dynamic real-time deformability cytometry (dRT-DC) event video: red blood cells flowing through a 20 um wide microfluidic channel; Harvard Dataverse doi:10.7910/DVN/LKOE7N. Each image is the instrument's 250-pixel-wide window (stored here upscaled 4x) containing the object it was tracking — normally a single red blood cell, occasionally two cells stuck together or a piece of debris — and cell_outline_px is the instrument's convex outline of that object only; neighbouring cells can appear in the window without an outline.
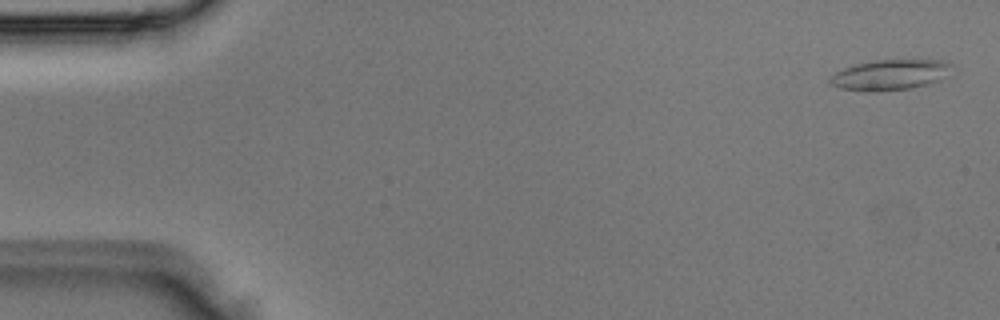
{"species": "Egyptian fruit bat (a non-hibernating species)", "species_latin": "Rousettus aegyptiacus", "temperature_condition": "room temperature", "stored_images_in_passage": 6, "camera_frame_rate_fps": 3000, "um_per_image_px": 0.085, "animal": {"sex": "male"}, "frame": {"image": 1, "passage_image": 1, "time_ms": 0.0, "image_size_px": [1000, 320], "cell_outline_px": [[952, 64], [948, 76], [940, 80], [908, 88], [876, 92], [868, 92], [840, 88], [828, 84], [828, 80], [836, 72], [844, 68], [856, 64], [872, 60], [944, 60]], "centroid_in_image_um": [75.64, 6.36], "position_along_channel_um": 9.4, "area_um2": 21.62}}